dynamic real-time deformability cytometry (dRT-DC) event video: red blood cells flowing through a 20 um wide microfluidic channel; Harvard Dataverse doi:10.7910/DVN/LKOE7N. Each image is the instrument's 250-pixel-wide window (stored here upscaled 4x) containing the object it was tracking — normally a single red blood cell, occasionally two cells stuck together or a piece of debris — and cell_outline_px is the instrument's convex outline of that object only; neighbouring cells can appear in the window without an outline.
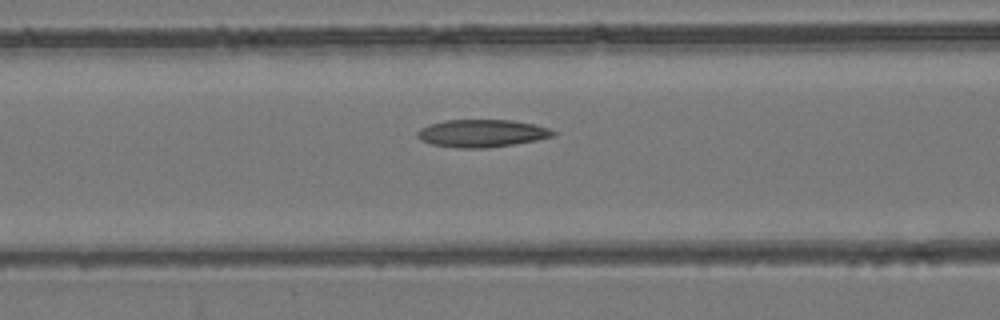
{"species": "common noctule bat (a hibernating species)", "species_latin": "Nyctalus noctula", "temperature_condition": "room temperature", "stored_images_in_passage": 32, "camera_frame_rate_fps": 3000, "um_per_image_px": 0.085, "animal": {"sex": "female", "body_mass_g": 24.6, "forearm_length_mm": 56.2}, "frame": {"image": 1, "passage_image": 5, "time_ms": 1.333, "image_size_px": [1000, 320], "cell_outline_px": [[556, 136], [536, 140], [512, 144], [484, 148], [460, 148], [432, 144], [420, 140], [416, 136], [416, 132], [420, 128], [428, 124], [448, 120], [512, 120], [536, 124], [548, 128], [556, 132]], "centroid_in_image_um": [40.95, 11.32], "position_along_channel_um": 125.6, "area_um2": 21.85}}
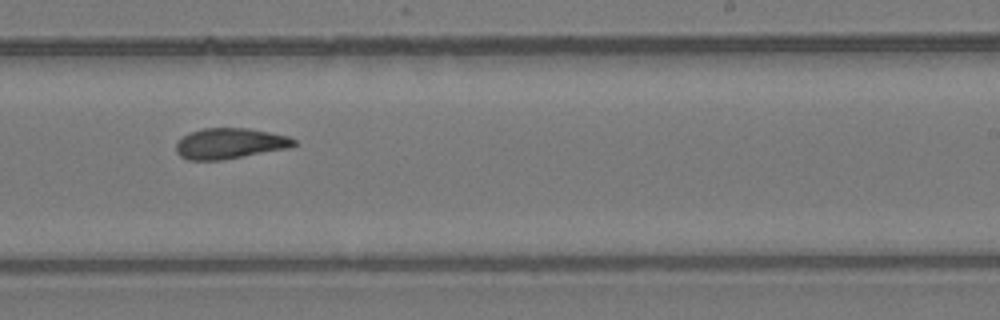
{"frame": {"image": 2, "passage_image": 16, "time_ms": 5.0, "image_size_px": [1000, 320], "cell_outline_px": [[296, 144], [292, 148], [224, 160], [188, 160], [180, 156], [176, 152], [176, 144], [184, 136], [192, 132], [204, 128], [248, 128], [288, 136], [296, 140]], "centroid_in_image_um": [19.58, 12.21], "position_along_channel_um": 269.4, "area_um2": 21.15}}
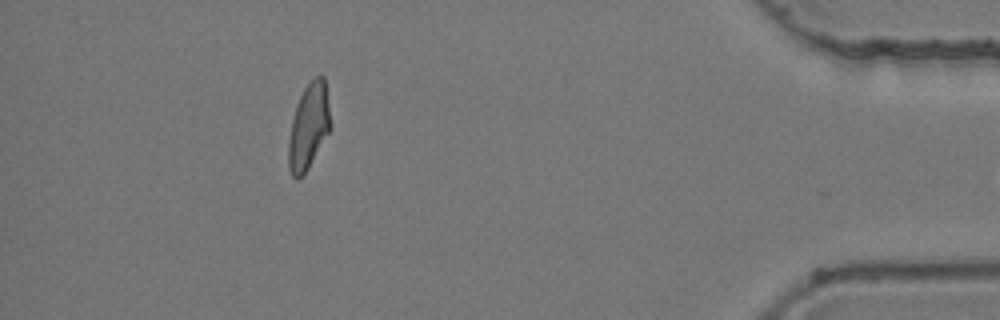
{"frame": {"image": 3, "passage_image": 31, "time_ms": 10.0, "image_size_px": [1000, 320], "cell_outline_px": [[332, 128], [308, 168], [296, 180], [292, 176], [288, 168], [288, 140], [292, 120], [296, 104], [304, 88], [320, 72], [324, 76], [332, 124]], "centroid_in_image_um": [26.25, 10.73], "position_along_channel_um": 408.9, "area_um2": 21.15}}